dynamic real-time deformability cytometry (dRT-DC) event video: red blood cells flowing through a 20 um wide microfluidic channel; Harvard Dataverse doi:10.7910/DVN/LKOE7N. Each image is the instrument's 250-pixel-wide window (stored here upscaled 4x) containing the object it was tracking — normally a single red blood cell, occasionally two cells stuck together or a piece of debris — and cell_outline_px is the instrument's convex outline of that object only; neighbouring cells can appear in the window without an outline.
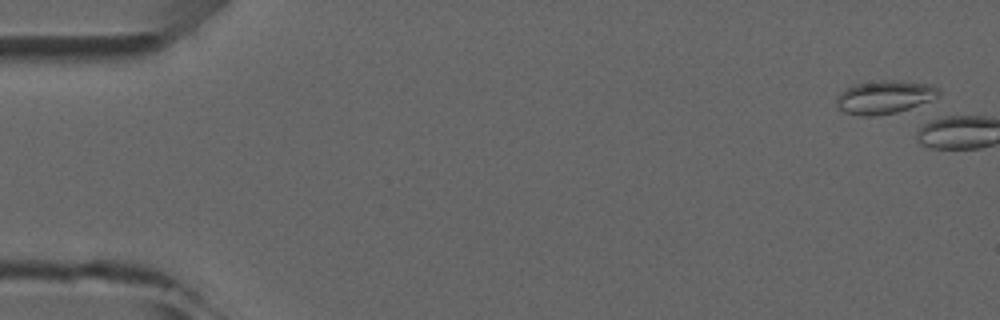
{"species": "common noctule bat (a hibernating species)", "species_latin": "Nyctalus noctula", "temperature_condition": "room temperature", "stored_images_in_passage": 5, "segment_of_instrument_passage": [2, 2], "camera_frame_rate_fps": 3000, "um_per_image_px": 0.085, "animal": {"sex": "male", "forearm_length_mm": 52.5}, "frame": {"image": 1, "passage_image": 5, "time_ms": 5.667, "image_size_px": [1000, 320], "cell_outline_px": [[940, 96], [908, 108], [896, 112], [872, 116], [860, 116], [844, 112], [836, 108], [836, 96], [840, 92], [856, 84], [876, 80], [892, 80], [932, 84], [940, 88]], "centroid_in_image_um": [75.16, 8.24], "position_along_channel_um": 9.8, "area_um2": 19.83}}